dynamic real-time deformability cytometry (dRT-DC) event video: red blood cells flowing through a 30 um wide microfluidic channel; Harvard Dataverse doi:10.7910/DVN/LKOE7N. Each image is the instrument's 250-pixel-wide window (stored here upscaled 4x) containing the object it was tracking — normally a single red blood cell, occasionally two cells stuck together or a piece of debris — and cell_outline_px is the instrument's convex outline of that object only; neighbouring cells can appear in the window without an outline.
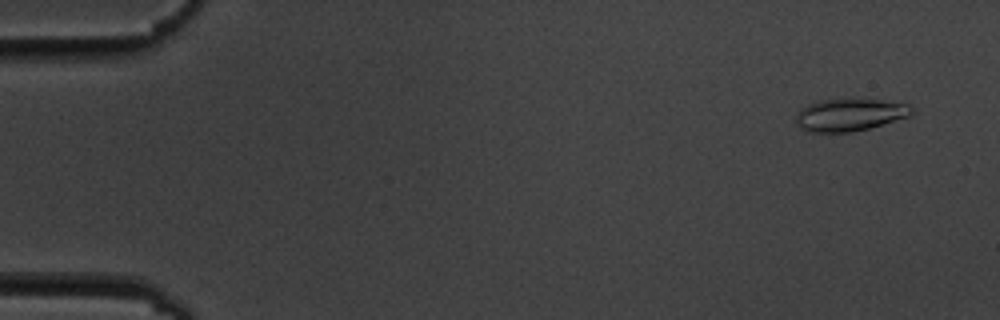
{"species": "common noctule bat (a hibernating species)", "species_latin": "Nyctalus noctula", "temperature_condition": "cold", "stored_images_in_passage": 5, "camera_frame_rate_fps": 3000, "um_per_image_px": 0.085, "animal": {"sex": "male", "body_mass_g": 19.5, "forearm_length_mm": 54.6}, "frame": {"image": 1, "passage_image": 1, "time_ms": 0.0, "image_size_px": [1000, 320], "cell_outline_px": [[916, 112], [908, 116], [868, 128], [852, 132], [808, 132], [800, 128], [796, 124], [796, 116], [800, 108], [816, 100], [880, 100], [908, 104]], "centroid_in_image_um": [72.18, 9.77], "position_along_channel_um": 12.8, "area_um2": 21.62}}